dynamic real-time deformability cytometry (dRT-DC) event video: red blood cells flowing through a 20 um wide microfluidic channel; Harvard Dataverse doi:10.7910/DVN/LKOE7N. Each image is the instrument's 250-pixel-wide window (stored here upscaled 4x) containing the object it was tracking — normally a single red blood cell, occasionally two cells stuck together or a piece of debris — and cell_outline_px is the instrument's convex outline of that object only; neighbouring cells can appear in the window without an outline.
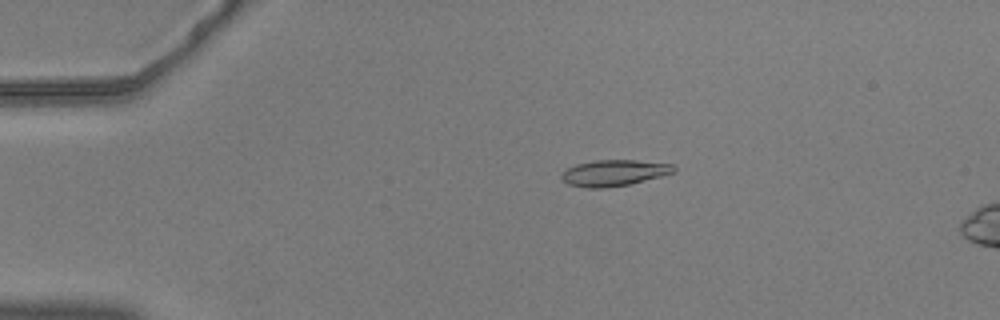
{"species": "common noctule bat (a hibernating species)", "species_latin": "Nyctalus noctula", "temperature_condition": "warm", "stored_images_in_passage": 17, "camera_frame_rate_fps": 3000, "um_per_image_px": 0.085, "animal": {"sex": "male", "body_mass_g": 20.5, "forearm_length_mm": 52.5}, "frame": {"image": 1, "passage_image": 12, "time_ms": 3.667, "image_size_px": [1000, 320], "cell_outline_px": [[676, 172], [628, 184], [608, 188], [584, 188], [568, 184], [560, 176], [568, 168], [576, 164], [596, 160], [636, 160], [672, 164], [676, 168]], "centroid_in_image_um": [52.19, 14.7], "position_along_channel_um": 32.8, "area_um2": 16.99}}